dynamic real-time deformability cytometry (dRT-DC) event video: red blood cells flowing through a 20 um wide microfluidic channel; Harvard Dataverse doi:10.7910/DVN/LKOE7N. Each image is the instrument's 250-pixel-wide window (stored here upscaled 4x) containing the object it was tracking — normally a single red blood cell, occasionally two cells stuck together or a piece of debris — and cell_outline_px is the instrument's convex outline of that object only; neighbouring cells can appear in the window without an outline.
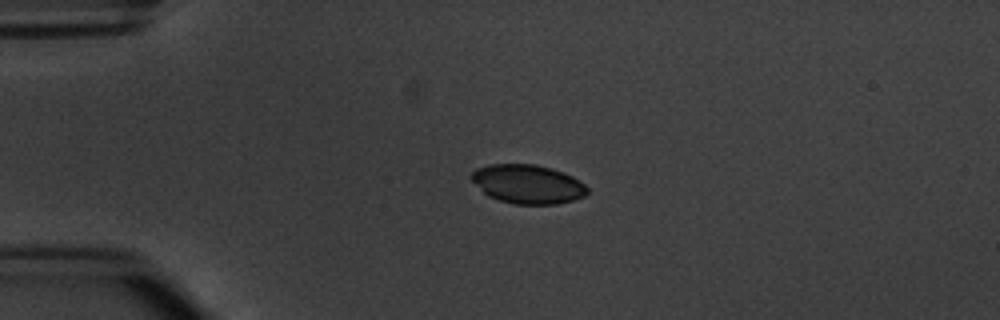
{"species": "common noctule bat (a hibernating species)", "species_latin": "Nyctalus noctula", "temperature_condition": "warm", "stored_images_in_passage": 3, "camera_frame_rate_fps": 3000, "um_per_image_px": 0.085, "animal": {"sex": "male", "body_mass_g": 20.1, "forearm_length_mm": 53.5}, "frame": {"image": 1, "passage_image": 3, "time_ms": 2.333, "image_size_px": [1000, 320], "cell_outline_px": [[588, 192], [584, 196], [572, 200], [556, 204], [516, 204], [500, 200], [488, 196], [468, 176], [476, 168], [488, 164], [536, 164], [552, 168], [564, 172], [580, 180], [588, 188]], "centroid_in_image_um": [44.86, 15.63], "position_along_channel_um": 40.1, "area_um2": 26.36}}